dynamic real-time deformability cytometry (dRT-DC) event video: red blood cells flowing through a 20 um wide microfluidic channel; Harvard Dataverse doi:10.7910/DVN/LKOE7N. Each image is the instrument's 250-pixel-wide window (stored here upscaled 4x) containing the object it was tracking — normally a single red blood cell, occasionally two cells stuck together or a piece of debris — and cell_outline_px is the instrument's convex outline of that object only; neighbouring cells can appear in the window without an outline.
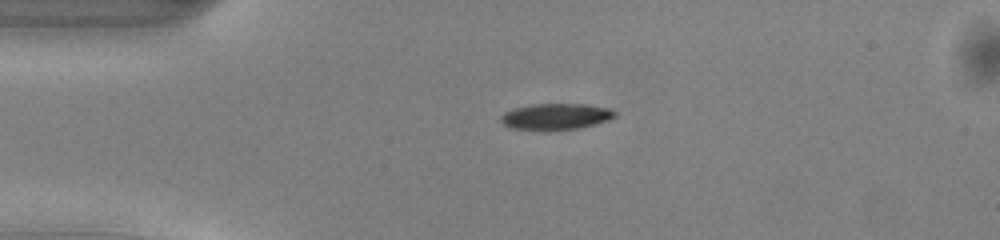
{"species": "common noctule bat (a hibernating species)", "species_latin": "Nyctalus noctula", "temperature_condition": "warm", "stored_images_in_passage": 39, "camera_frame_rate_fps": 3000, "um_per_image_px": 0.085, "animal": {"sex": "male", "body_mass_g": 13.0, "forearm_length_mm": 53.1}, "frame": {"image": 1, "passage_image": 1, "time_ms": 0.0, "image_size_px": [1000, 240], "cell_outline_px": [[616, 116], [608, 120], [596, 124], [580, 128], [548, 132], [544, 132], [512, 128], [504, 124], [500, 120], [500, 116], [504, 112], [512, 108], [532, 104], [588, 104], [608, 108], [616, 112]], "centroid_in_image_um": [47.22, 9.93], "position_along_channel_um": 37.8, "area_um2": 17.98}}
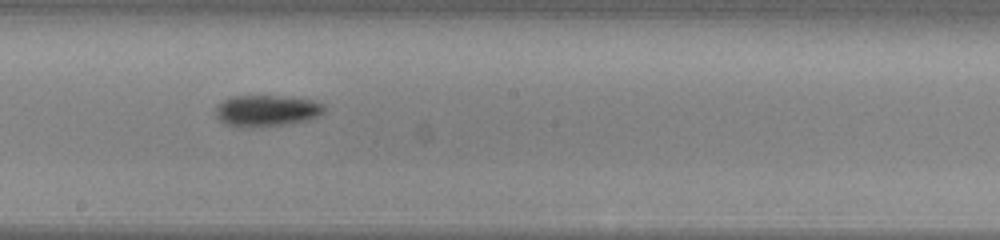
{"frame": {"image": 2, "passage_image": 17, "time_ms": 5.333, "image_size_px": [1000, 240], "cell_outline_px": [[324, 112], [308, 120], [288, 124], [244, 128], [240, 128], [224, 124], [216, 116], [216, 104], [228, 96], [276, 96], [312, 100], [324, 104]], "centroid_in_image_um": [22.6, 9.42], "position_along_channel_um": 225.6, "area_um2": 20.0}}
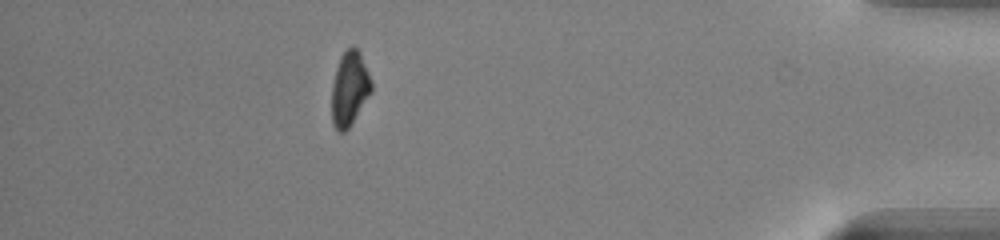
{"frame": {"image": 3, "passage_image": 34, "time_ms": 11.0, "image_size_px": [1000, 240], "cell_outline_px": [[372, 92], [352, 124], [344, 132], [340, 132], [332, 124], [332, 84], [336, 68], [340, 56], [352, 44], [360, 52], [372, 80]], "centroid_in_image_um": [29.73, 7.53], "position_along_channel_um": 405.5, "area_um2": 17.4}, "authors_computed_cell_mechanics": {"area_um2": 18.207, "velocity_mm_per_s": 4.1192, "shape_relaxation_time_tau1_ms": 2.2358, "shape_relaxation_time_tau2_ms": null, "deformation_change_tau1": 0.1203, "deformation_change_tau2": null}}